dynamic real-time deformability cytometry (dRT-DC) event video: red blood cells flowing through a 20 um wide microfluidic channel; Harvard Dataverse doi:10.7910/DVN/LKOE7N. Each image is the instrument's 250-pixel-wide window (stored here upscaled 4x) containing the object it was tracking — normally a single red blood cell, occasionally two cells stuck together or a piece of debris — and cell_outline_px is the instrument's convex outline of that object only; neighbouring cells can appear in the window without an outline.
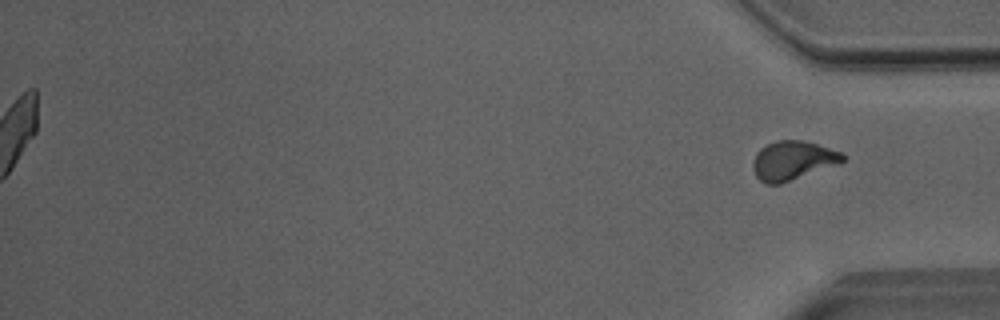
{"species": "Egyptian fruit bat (a non-hibernating species)", "species_latin": "Rousettus aegyptiacus", "temperature_condition": "room temperature", "stored_images_in_passage": 47, "segment_of_instrument_passage": [2, 2], "camera_frame_rate_fps": 3000, "um_per_image_px": 0.085, "animal": {"sex": "male"}, "frame": {"image": 1, "passage_image": 47, "time_ms": 15.333, "image_size_px": [1000, 320], "cell_outline_px": [[844, 160], [840, 164], [780, 184], [764, 184], [756, 176], [752, 168], [752, 164], [756, 152], [760, 148], [776, 140], [800, 140], [816, 144], [844, 152]], "centroid_in_image_um": [67.38, 13.65], "position_along_channel_um": 367.8, "area_um2": 20.58}}